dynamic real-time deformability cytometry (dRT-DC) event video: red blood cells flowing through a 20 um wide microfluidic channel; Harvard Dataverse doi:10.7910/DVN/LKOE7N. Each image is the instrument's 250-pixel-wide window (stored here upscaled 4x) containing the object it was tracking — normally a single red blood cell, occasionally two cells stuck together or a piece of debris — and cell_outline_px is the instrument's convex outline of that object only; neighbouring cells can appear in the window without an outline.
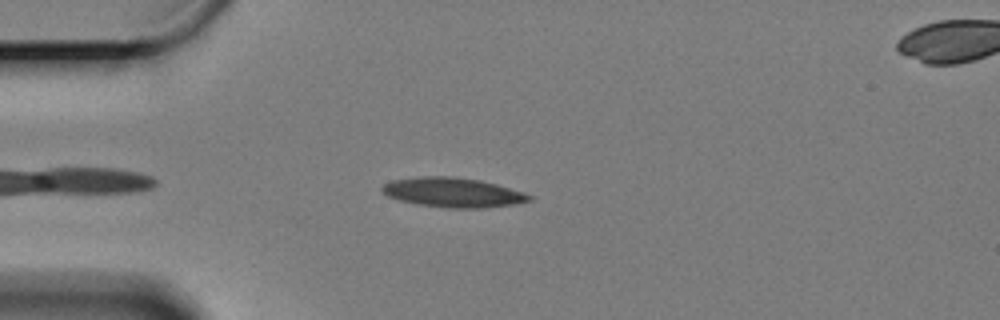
{"species": "Egyptian fruit bat (a non-hibernating species)", "species_latin": "Rousettus aegyptiacus", "temperature_condition": "cold", "stored_images_in_passage": 23, "camera_frame_rate_fps": 3000, "um_per_image_px": 0.085, "animal": {"sex": "female"}, "frame": {"image": 1, "passage_image": 7, "time_ms": 2.0, "image_size_px": [1000, 320], "cell_outline_px": [[532, 200], [512, 204], [484, 208], [448, 208], [416, 204], [400, 200], [388, 196], [380, 192], [380, 188], [384, 184], [392, 180], [424, 176], [452, 176], [480, 180], [496, 184], [524, 192], [532, 196]], "centroid_in_image_um": [38.47, 16.36], "position_along_channel_um": 46.5, "area_um2": 25.37}}
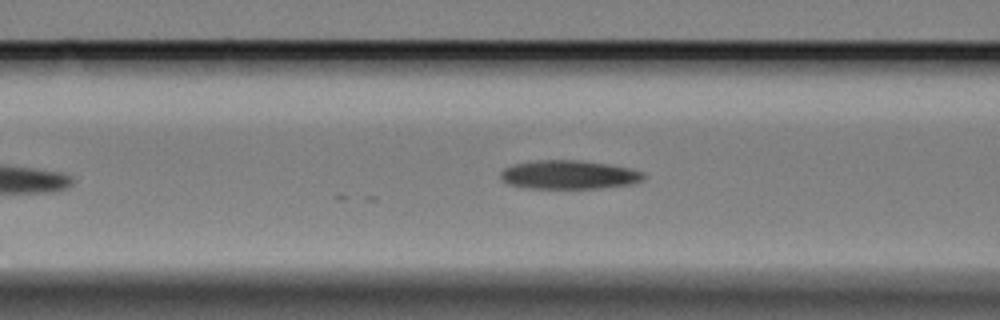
{"frame": {"image": 2, "passage_image": 15, "time_ms": 4.667, "image_size_px": [1000, 320], "cell_outline_px": [[644, 180], [632, 184], [600, 188], [528, 188], [508, 184], [500, 180], [500, 172], [504, 168], [512, 164], [536, 160], [580, 160], [608, 164], [628, 168], [644, 172]], "centroid_in_image_um": [48.33, 14.85], "position_along_channel_um": 118.3, "area_um2": 24.1}}
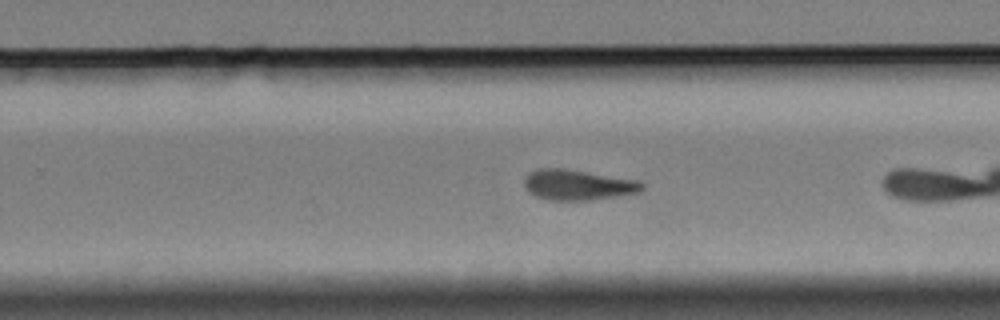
{"frame": {"image": 3, "passage_image": 22, "time_ms": 7.0, "image_size_px": [1000, 320], "cell_outline_px": [[644, 188], [640, 192], [592, 200], [548, 200], [536, 196], [528, 192], [524, 184], [524, 176], [528, 172], [536, 168], [560, 168], [636, 180], [644, 184]], "centroid_in_image_um": [49.05, 15.72], "position_along_channel_um": 280.7, "area_um2": 20.81}}